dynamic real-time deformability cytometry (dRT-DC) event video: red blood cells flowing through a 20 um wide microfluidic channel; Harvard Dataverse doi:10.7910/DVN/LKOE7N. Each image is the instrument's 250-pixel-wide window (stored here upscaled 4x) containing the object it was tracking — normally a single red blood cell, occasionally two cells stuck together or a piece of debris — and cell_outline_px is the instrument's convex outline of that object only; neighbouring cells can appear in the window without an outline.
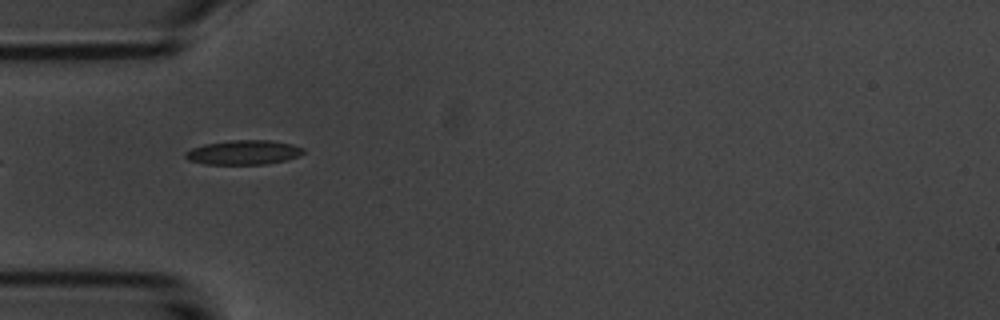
{"species": "common noctule bat (a hibernating species)", "species_latin": "Nyctalus noctula", "temperature_condition": "room temperature", "stored_images_in_passage": 9, "camera_frame_rate_fps": 3000, "um_per_image_px": 0.085, "animal": {"sex": "male", "body_mass_g": 20.1, "forearm_length_mm": 53.5}, "frame": {"image": 1, "passage_image": 4, "time_ms": 3.667, "image_size_px": [1000, 320], "cell_outline_px": [[304, 152], [300, 156], [288, 160], [268, 164], [204, 164], [188, 160], [184, 156], [184, 152], [192, 148], [204, 144], [228, 140], [268, 140], [292, 144], [304, 148]], "centroid_in_image_um": [20.71, 12.95], "position_along_channel_um": 64.3, "area_um2": 16.99}}
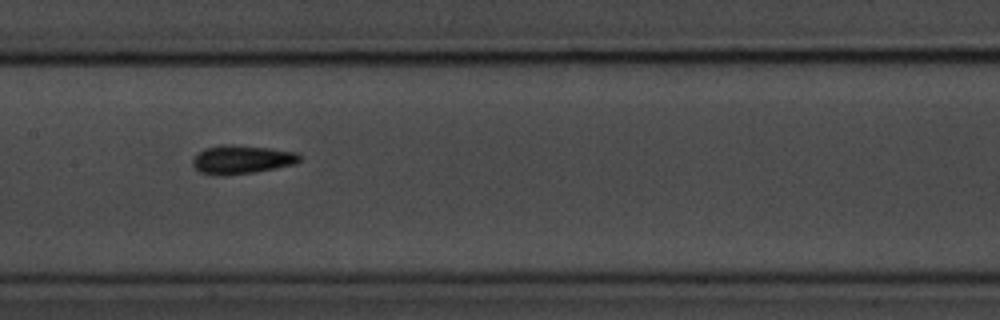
{"frame": {"image": 2, "passage_image": 7, "time_ms": 7.0, "image_size_px": [1000, 320], "cell_outline_px": [[300, 160], [296, 164], [276, 168], [252, 172], [224, 176], [216, 176], [200, 172], [192, 164], [192, 160], [204, 148], [228, 144], [232, 144], [268, 148], [296, 152], [300, 156]], "centroid_in_image_um": [20.54, 13.57], "position_along_channel_um": 186.9, "area_um2": 17.74}}
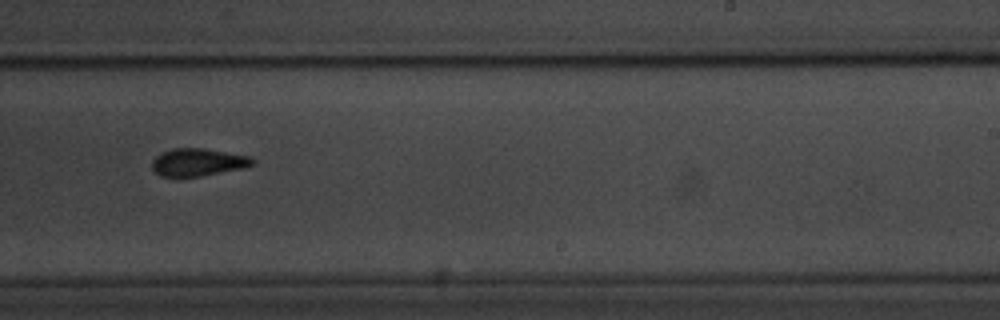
{"frame": {"image": 3, "passage_image": 9, "time_ms": 9.333, "image_size_px": [1000, 320], "cell_outline_px": [[256, 160], [252, 164], [244, 168], [200, 176], [160, 176], [152, 168], [152, 160], [160, 152], [172, 148], [204, 148], [252, 156]], "centroid_in_image_um": [16.84, 13.77], "position_along_channel_um": 272.2, "area_um2": 16.24}}